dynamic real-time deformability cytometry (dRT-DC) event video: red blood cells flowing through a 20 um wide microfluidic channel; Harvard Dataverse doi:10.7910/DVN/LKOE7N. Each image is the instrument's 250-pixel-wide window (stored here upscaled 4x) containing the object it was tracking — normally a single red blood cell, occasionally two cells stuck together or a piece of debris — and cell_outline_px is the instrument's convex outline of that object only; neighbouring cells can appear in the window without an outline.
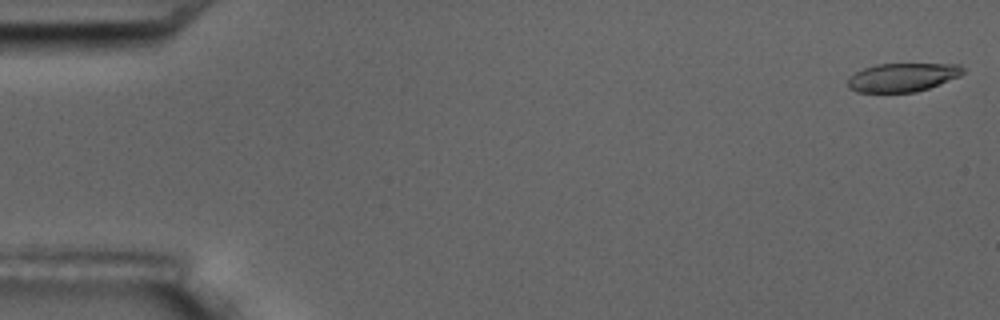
{"species": "common noctule bat (a hibernating species)", "species_latin": "Nyctalus noctula", "temperature_condition": "room temperature", "stored_images_in_passage": 4, "camera_frame_rate_fps": 3000, "um_per_image_px": 0.085, "animal": {"sex": "male", "body_mass_g": 17.5, "forearm_length_mm": 52.3}, "frame": {"image": 1, "passage_image": 1, "time_ms": 0.0, "image_size_px": [1000, 320], "cell_outline_px": [[964, 72], [960, 76], [928, 88], [916, 92], [856, 92], [848, 88], [848, 76], [864, 68], [876, 64], [960, 64], [964, 68]], "centroid_in_image_um": [76.7, 6.57], "position_along_channel_um": 8.3, "area_um2": 19.19}}
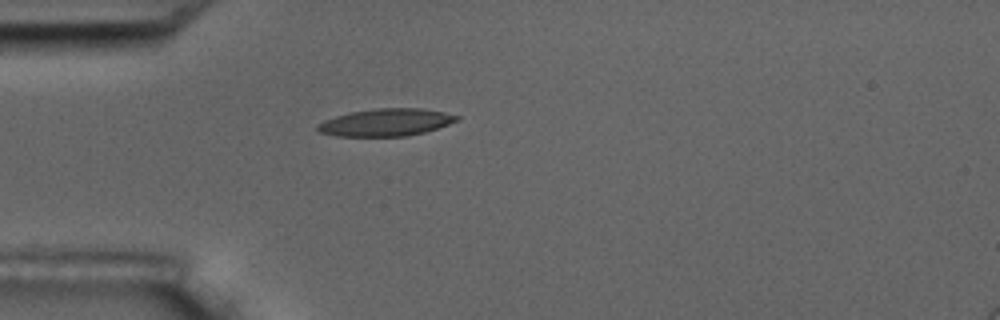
{"frame": {"image": 2, "passage_image": 4, "time_ms": 5.0, "image_size_px": [1000, 320], "cell_outline_px": [[460, 120], [424, 132], [408, 136], [336, 136], [320, 132], [316, 128], [316, 124], [324, 120], [336, 116], [352, 112], [376, 108], [420, 108], [444, 112], [460, 116]], "centroid_in_image_um": [32.81, 10.4], "position_along_channel_um": 52.2, "area_um2": 22.14}}